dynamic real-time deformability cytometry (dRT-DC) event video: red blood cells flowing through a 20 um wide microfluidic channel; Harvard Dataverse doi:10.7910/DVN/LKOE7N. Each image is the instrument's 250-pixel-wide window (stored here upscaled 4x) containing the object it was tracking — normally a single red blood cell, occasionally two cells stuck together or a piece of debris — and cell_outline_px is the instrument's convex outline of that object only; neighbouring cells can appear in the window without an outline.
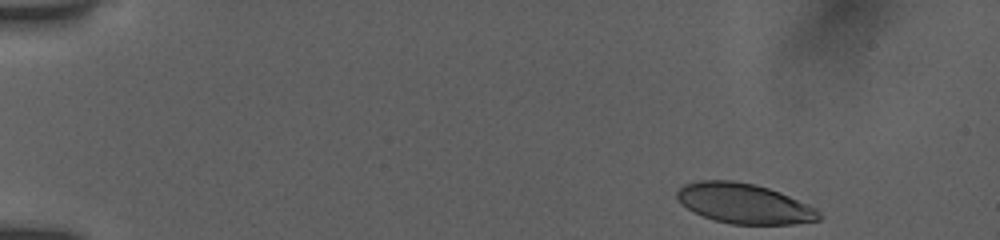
{"species": "human", "species_latin": "Homo sapiens", "temperature_condition": "room temperature", "stored_images_in_passage": 48, "camera_frame_rate_fps": 3000, "um_per_image_px": 0.085, "donor": {"sex": "female"}, "frame": {"image": 1, "passage_image": 1, "time_ms": 0.0, "image_size_px": [1000, 240], "cell_outline_px": [[824, 216], [820, 220], [792, 224], [732, 224], [716, 220], [692, 212], [680, 204], [676, 196], [676, 192], [684, 184], [700, 180], [732, 180], [752, 184], [768, 188], [780, 192], [808, 204], [816, 208]], "centroid_in_image_um": [63.25, 17.3], "position_along_channel_um": 21.7, "area_um2": 33.23}}
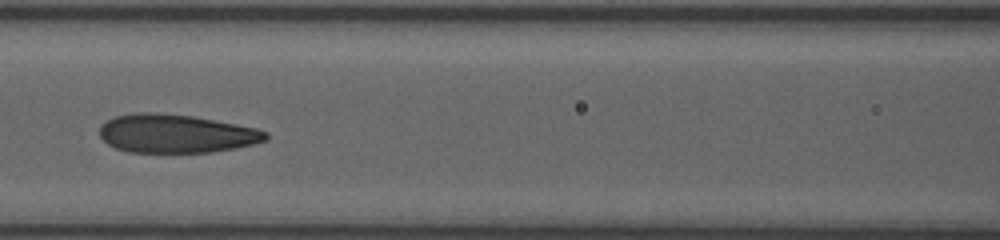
{"frame": {"image": 2, "passage_image": 20, "time_ms": 6.333, "image_size_px": [1000, 240], "cell_outline_px": [[268, 140], [236, 148], [212, 152], [128, 152], [116, 148], [108, 144], [100, 136], [100, 128], [108, 120], [116, 116], [136, 112], [152, 112], [192, 116], [236, 124], [256, 128], [268, 132]], "centroid_in_image_um": [14.98, 11.36], "position_along_channel_um": 151.6, "area_um2": 37.11}}
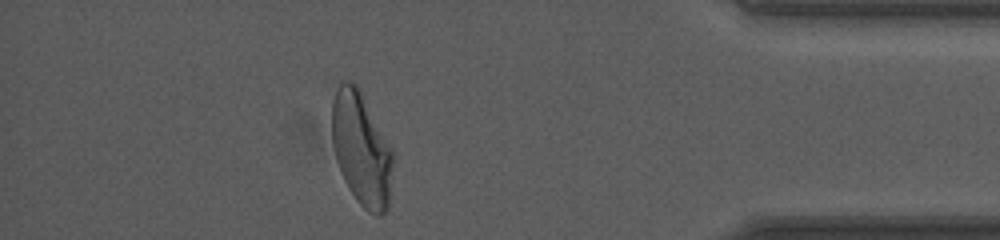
{"frame": {"image": 3, "passage_image": 42, "time_ms": 13.667, "image_size_px": [1000, 240], "cell_outline_px": [[396, 156], [388, 208], [380, 216], [376, 216], [368, 212], [356, 200], [348, 188], [340, 172], [336, 160], [332, 144], [332, 100], [340, 84], [344, 80], [356, 84], [360, 88], [396, 152]], "centroid_in_image_um": [30.78, 12.68], "position_along_channel_um": 404.4, "area_um2": 41.56}, "authors_computed_cell_mechanics": {"area_um2": 37.4544, "velocity_mm_per_s": 3.9074, "shape_relaxation_time_tau1_ms": 5.4689, "shape_relaxation_time_tau2_ms": 1.1547, "deformation_change_tau1": 0.2131, "deformation_change_tau2": 0.0835}}